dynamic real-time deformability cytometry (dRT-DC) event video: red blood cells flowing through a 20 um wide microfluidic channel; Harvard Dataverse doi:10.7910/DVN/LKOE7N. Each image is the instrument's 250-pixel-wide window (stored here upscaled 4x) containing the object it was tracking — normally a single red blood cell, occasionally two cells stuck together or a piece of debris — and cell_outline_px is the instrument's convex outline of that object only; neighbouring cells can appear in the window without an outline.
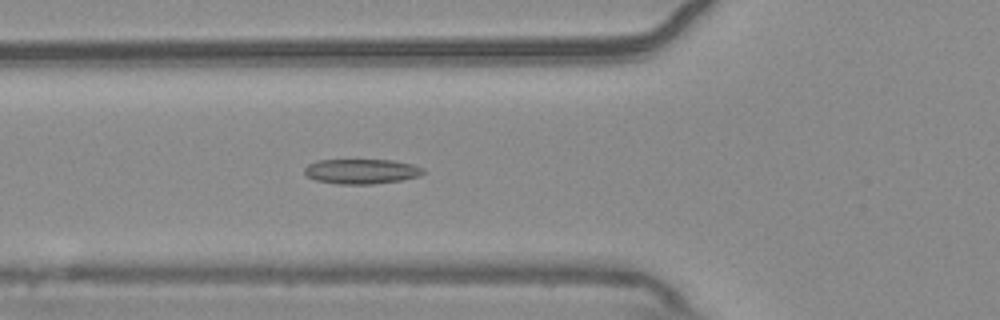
{"species": "common noctule bat (a hibernating species)", "species_latin": "Nyctalus noctula", "temperature_condition": "warm", "stored_images_in_passage": 31, "camera_frame_rate_fps": 3000, "um_per_image_px": 0.085, "animal": {"sex": "male", "body_mass_g": 20.4}, "frame": {"image": 1, "passage_image": 20, "time_ms": 6.333, "image_size_px": [1000, 320], "cell_outline_px": [[424, 172], [420, 176], [400, 180], [372, 184], [336, 184], [316, 180], [308, 176], [304, 172], [304, 168], [308, 164], [320, 160], [392, 160], [412, 164], [424, 168]], "centroid_in_image_um": [30.73, 14.57], "position_along_channel_um": 95.1, "area_um2": 17.17}}
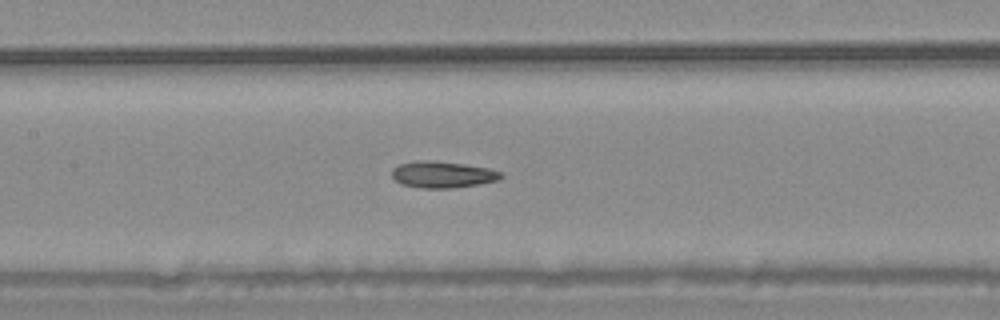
{"frame": {"image": 2, "passage_image": 26, "time_ms": 8.333, "image_size_px": [1000, 320], "cell_outline_px": [[504, 176], [500, 180], [480, 184], [452, 188], [424, 188], [400, 184], [392, 176], [392, 168], [400, 164], [420, 160], [432, 160], [464, 164], [488, 168], [504, 172]], "centroid_in_image_um": [37.67, 14.83], "position_along_channel_um": 169.7, "area_um2": 16.99}}
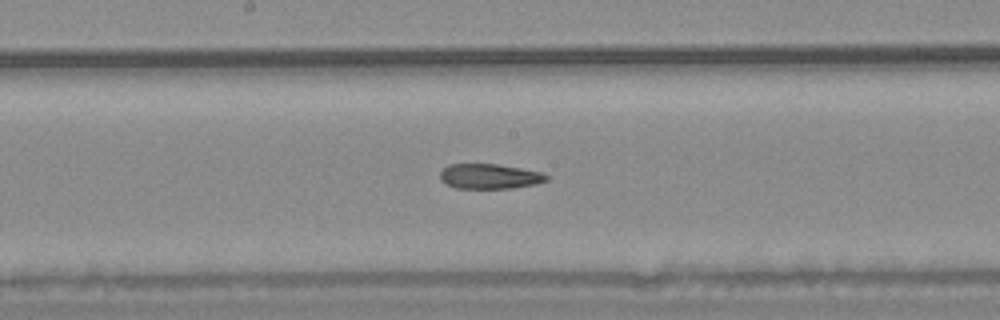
{"frame": {"image": 3, "passage_image": 29, "time_ms": 9.333, "image_size_px": [1000, 320], "cell_outline_px": [[548, 180], [536, 184], [512, 188], [456, 188], [444, 184], [440, 180], [440, 172], [448, 164], [496, 164], [520, 168], [540, 172], [548, 176]], "centroid_in_image_um": [41.57, 14.99], "position_along_channel_um": 206.6, "area_um2": 15.49}}